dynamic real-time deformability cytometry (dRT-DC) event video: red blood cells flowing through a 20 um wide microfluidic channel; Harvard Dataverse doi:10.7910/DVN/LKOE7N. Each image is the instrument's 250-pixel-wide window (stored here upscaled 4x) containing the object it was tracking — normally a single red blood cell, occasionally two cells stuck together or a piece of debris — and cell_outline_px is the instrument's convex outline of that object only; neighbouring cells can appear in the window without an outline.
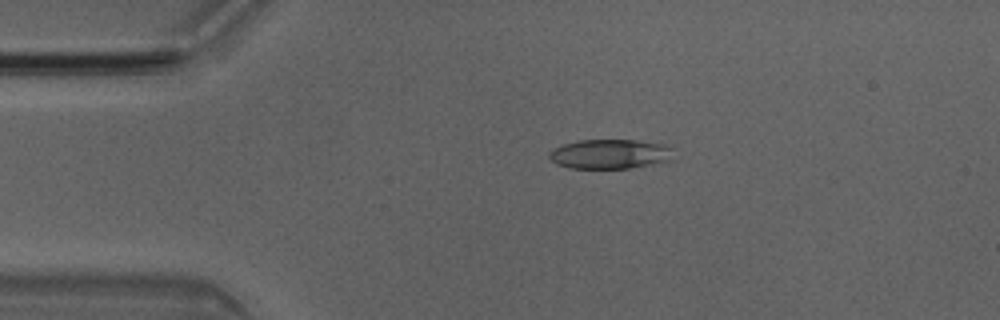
{"species": "Egyptian fruit bat (a non-hibernating species)", "species_latin": "Rousettus aegyptiacus", "temperature_condition": "room temperature", "stored_images_in_passage": 3, "camera_frame_rate_fps": 3000, "um_per_image_px": 0.085, "animal": {"sex": "male"}, "frame": {"image": 1, "passage_image": 3, "time_ms": 0.667, "image_size_px": [1000, 320], "cell_outline_px": [[676, 148], [672, 160], [652, 164], [628, 168], [568, 168], [556, 164], [548, 156], [548, 152], [552, 148], [576, 140], [636, 140], [672, 144]], "centroid_in_image_um": [51.92, 13.07], "position_along_channel_um": 33.1, "area_um2": 21.96}}